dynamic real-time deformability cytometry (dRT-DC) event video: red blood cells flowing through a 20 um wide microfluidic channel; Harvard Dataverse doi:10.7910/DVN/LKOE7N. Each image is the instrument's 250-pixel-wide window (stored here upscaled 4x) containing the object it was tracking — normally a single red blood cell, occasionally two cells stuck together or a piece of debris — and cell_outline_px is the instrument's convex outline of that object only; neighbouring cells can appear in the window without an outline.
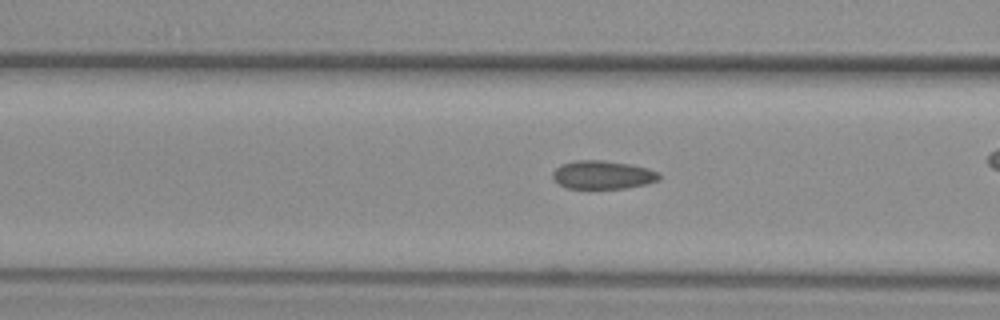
{"species": "common noctule bat (a hibernating species)", "species_latin": "Nyctalus noctula", "temperature_condition": "warm", "stored_images_in_passage": 25, "camera_frame_rate_fps": 3000, "um_per_image_px": 0.085, "animal": {"sex": "female", "body_mass_g": 29.2, "forearm_length_mm": 56.3}, "frame": {"image": 1, "passage_image": 4, "time_ms": 1.0, "image_size_px": [1000, 320], "cell_outline_px": [[660, 180], [648, 184], [624, 188], [568, 188], [552, 180], [552, 172], [560, 164], [572, 160], [604, 160], [628, 164], [648, 168], [660, 172]], "centroid_in_image_um": [51.23, 14.85], "position_along_channel_um": 115.4, "area_um2": 17.8}}